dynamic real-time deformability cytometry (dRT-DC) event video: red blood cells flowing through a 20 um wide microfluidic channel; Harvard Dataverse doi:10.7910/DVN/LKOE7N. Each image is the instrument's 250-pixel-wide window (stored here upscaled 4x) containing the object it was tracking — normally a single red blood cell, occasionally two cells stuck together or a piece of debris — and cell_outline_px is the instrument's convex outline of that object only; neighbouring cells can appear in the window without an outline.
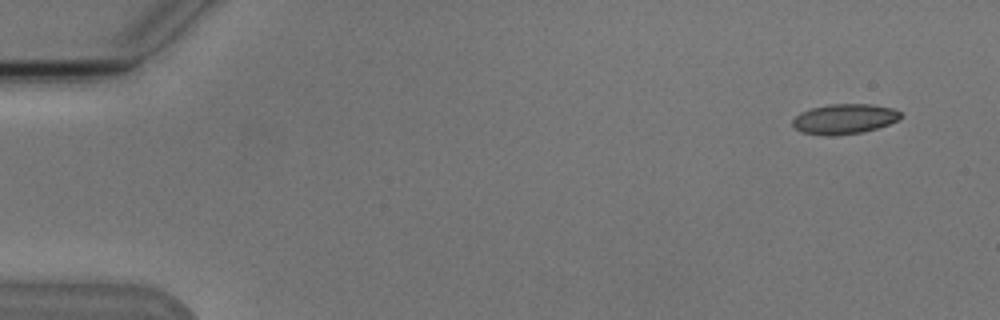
{"species": "Egyptian fruit bat (a non-hibernating species)", "species_latin": "Rousettus aegyptiacus", "temperature_condition": "cold", "stored_images_in_passage": 6, "camera_frame_rate_fps": 3000, "um_per_image_px": 0.085, "animal": {"sex": "male"}, "frame": {"image": 1, "passage_image": 1, "time_ms": 0.0, "image_size_px": [1000, 320], "cell_outline_px": [[904, 116], [900, 120], [864, 132], [836, 136], [824, 136], [800, 132], [792, 124], [792, 120], [800, 112], [812, 108], [828, 104], [872, 104], [892, 108], [900, 112]], "centroid_in_image_um": [71.78, 10.12], "position_along_channel_um": 13.2, "area_um2": 19.19}}
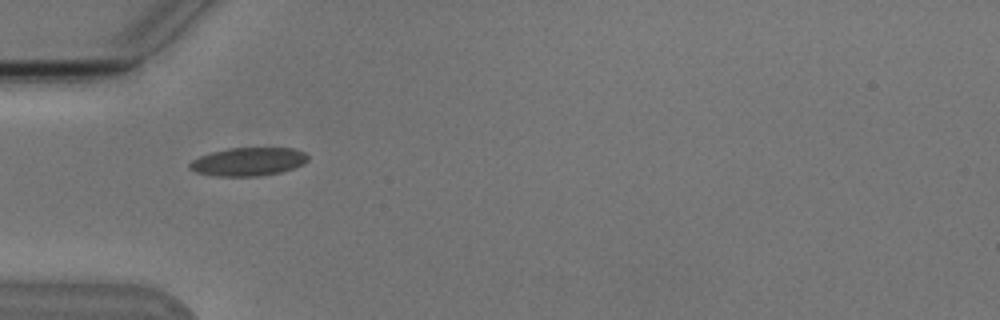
{"frame": {"image": 2, "passage_image": 5, "time_ms": 4.667, "image_size_px": [1000, 320], "cell_outline_px": [[308, 160], [304, 164], [280, 172], [256, 176], [216, 176], [196, 172], [188, 168], [188, 164], [192, 160], [200, 156], [212, 152], [228, 148], [292, 148], [304, 152], [308, 156]], "centroid_in_image_um": [21.08, 13.74], "position_along_channel_um": 63.9, "area_um2": 19.42}}